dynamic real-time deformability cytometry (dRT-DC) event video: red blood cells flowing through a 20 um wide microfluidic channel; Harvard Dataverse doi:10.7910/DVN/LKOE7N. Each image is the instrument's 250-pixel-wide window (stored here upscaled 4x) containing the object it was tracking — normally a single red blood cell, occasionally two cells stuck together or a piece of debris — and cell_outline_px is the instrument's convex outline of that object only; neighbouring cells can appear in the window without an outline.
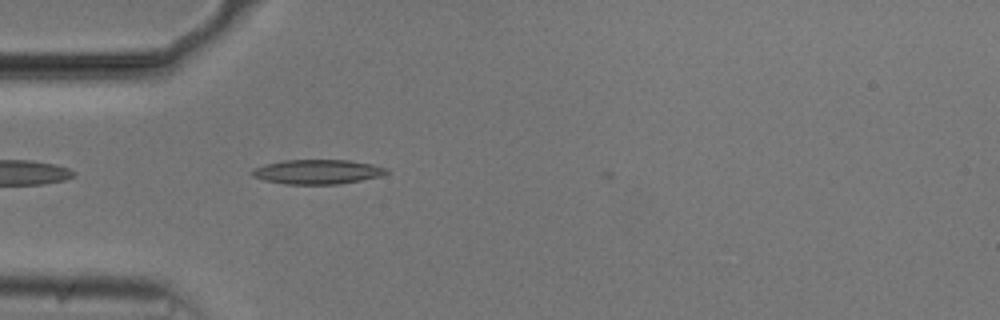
{"species": "common noctule bat (a hibernating species)", "species_latin": "Nyctalus noctula", "temperature_condition": "cold", "stored_images_in_passage": 12, "camera_frame_rate_fps": 3000, "um_per_image_px": 0.085, "animal": {"sex": "male", "body_mass_g": 20.5, "forearm_length_mm": 52.5}, "frame": {"image": 1, "passage_image": 9, "time_ms": 2.667, "image_size_px": [1000, 320], "cell_outline_px": [[388, 172], [380, 176], [340, 184], [284, 184], [264, 180], [252, 176], [252, 168], [264, 164], [284, 160], [348, 160], [372, 164], [388, 168]], "centroid_in_image_um": [26.96, 14.6], "position_along_channel_um": 58.0, "area_um2": 19.19}}